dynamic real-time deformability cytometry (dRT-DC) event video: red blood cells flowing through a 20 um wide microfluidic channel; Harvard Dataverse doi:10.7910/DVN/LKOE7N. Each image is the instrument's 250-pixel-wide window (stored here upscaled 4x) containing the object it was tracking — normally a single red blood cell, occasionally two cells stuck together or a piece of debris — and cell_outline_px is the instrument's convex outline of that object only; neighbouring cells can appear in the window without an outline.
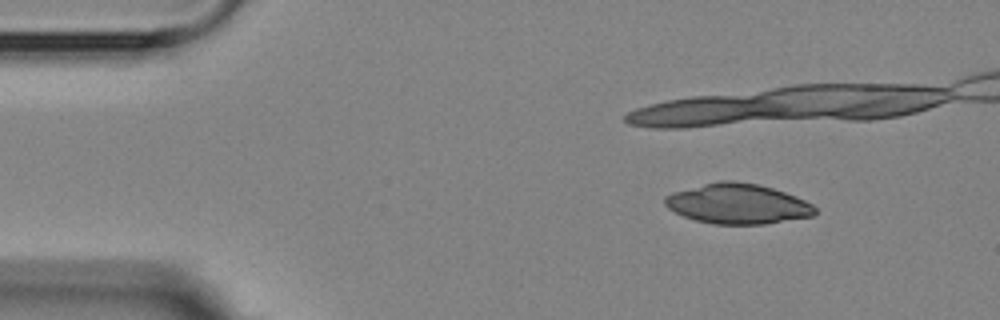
{"species": "Egyptian fruit bat (a non-hibernating species)", "species_latin": "Rousettus aegyptiacus", "temperature_condition": "room temperature", "stored_images_in_passage": 10, "camera_frame_rate_fps": 3000, "um_per_image_px": 0.085, "animal": {"sex": "female"}, "frame": {"image": 1, "passage_image": 1, "time_ms": 0.0, "image_size_px": [1000, 320], "cell_outline_px": [[816, 212], [812, 216], [764, 224], [712, 224], [696, 220], [684, 216], [668, 208], [664, 204], [664, 196], [672, 192], [720, 180], [732, 180], [756, 184], [772, 188], [796, 196], [812, 204], [816, 208]], "centroid_in_image_um": [62.69, 17.32], "position_along_channel_um": 22.3, "area_um2": 34.91}}
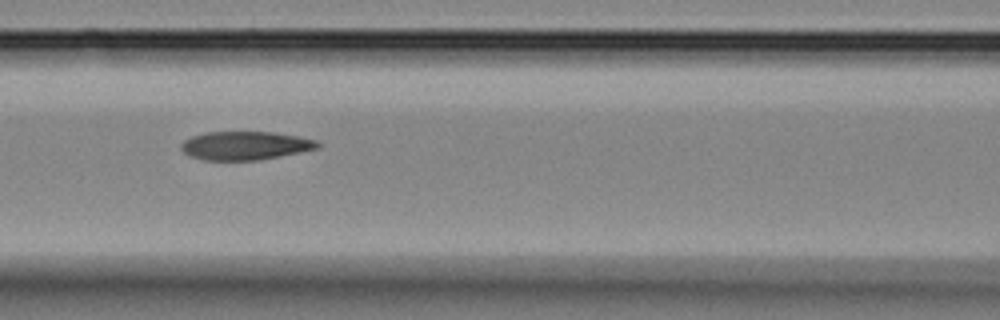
{"frame": {"image": 2, "passage_image": 7, "time_ms": 7.0, "image_size_px": [1000, 320], "cell_outline_px": [[320, 148], [260, 160], [204, 160], [192, 156], [184, 152], [180, 148], [180, 144], [184, 140], [192, 136], [204, 132], [272, 132], [296, 136], [316, 140], [320, 144]], "centroid_in_image_um": [20.83, 12.37], "position_along_channel_um": 145.8, "area_um2": 22.6}}
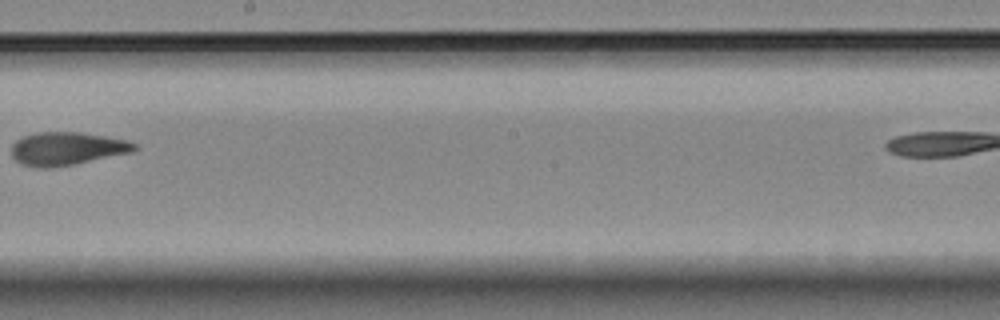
{"frame": {"image": 3, "passage_image": 9, "time_ms": 9.667, "image_size_px": [1000, 320], "cell_outline_px": [[136, 148], [132, 152], [52, 168], [40, 168], [20, 164], [12, 156], [12, 144], [16, 140], [24, 136], [36, 132], [80, 132], [128, 140], [136, 144]], "centroid_in_image_um": [5.65, 12.63], "position_along_channel_um": 242.5, "area_um2": 23.58}}